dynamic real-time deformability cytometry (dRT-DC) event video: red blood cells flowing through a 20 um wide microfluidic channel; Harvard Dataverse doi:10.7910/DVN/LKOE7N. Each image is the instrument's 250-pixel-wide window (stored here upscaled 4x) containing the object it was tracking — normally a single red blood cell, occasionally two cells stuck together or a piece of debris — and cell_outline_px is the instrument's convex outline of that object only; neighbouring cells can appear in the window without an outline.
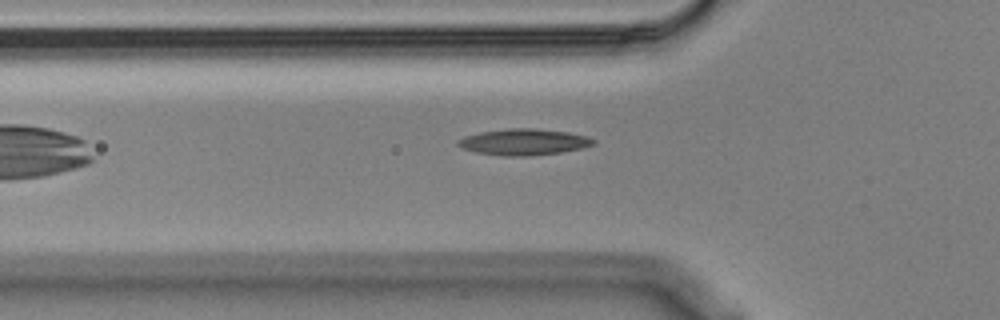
{"species": "Egyptian fruit bat (a non-hibernating species)", "species_latin": "Rousettus aegyptiacus", "temperature_condition": "cold", "stored_images_in_passage": 33, "camera_frame_rate_fps": 3000, "um_per_image_px": 0.085, "animal": {"sex": "male"}, "frame": {"image": 1, "passage_image": 2, "time_ms": 0.333, "image_size_px": [1000, 320], "cell_outline_px": [[596, 144], [580, 148], [560, 152], [528, 156], [504, 156], [476, 152], [464, 148], [456, 144], [456, 140], [464, 136], [480, 132], [512, 128], [536, 128], [568, 132], [584, 136], [596, 140]], "centroid_in_image_um": [44.5, 12.06], "position_along_channel_um": 81.3, "area_um2": 20.58}}
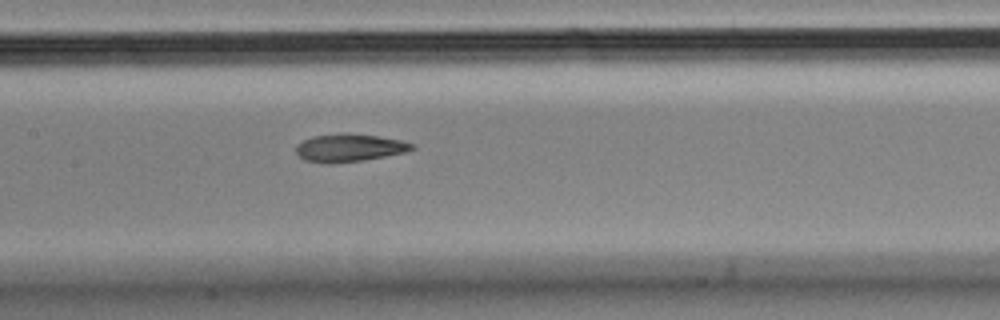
{"frame": {"image": 2, "passage_image": 10, "time_ms": 3.0, "image_size_px": [1000, 320], "cell_outline_px": [[416, 148], [404, 152], [364, 160], [332, 164], [320, 164], [304, 160], [296, 152], [296, 144], [312, 136], [340, 132], [348, 132], [380, 136], [400, 140], [416, 144]], "centroid_in_image_um": [29.67, 12.55], "position_along_channel_um": 177.7, "area_um2": 19.25}}
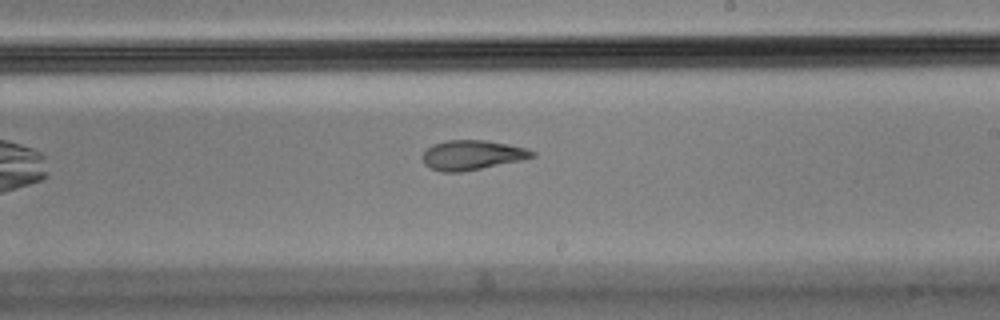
{"frame": {"image": 3, "passage_image": 16, "time_ms": 5.0, "image_size_px": [1000, 320], "cell_outline_px": [[536, 156], [520, 160], [464, 172], [440, 172], [424, 164], [420, 156], [432, 144], [448, 140], [488, 140], [528, 148], [536, 152]], "centroid_in_image_um": [40.12, 13.18], "position_along_channel_um": 248.9, "area_um2": 19.13}}